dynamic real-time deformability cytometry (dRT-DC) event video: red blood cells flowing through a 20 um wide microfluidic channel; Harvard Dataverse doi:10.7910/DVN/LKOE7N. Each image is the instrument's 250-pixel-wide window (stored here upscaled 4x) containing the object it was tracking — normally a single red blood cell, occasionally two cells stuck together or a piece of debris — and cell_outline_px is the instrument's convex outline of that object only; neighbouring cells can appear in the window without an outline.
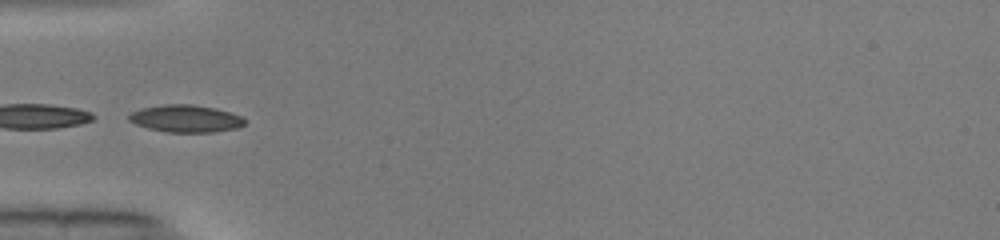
{"species": "common noctule bat (a hibernating species)", "species_latin": "Nyctalus noctula", "temperature_condition": "warm", "stored_images_in_passage": 32, "camera_frame_rate_fps": 3000, "um_per_image_px": 0.085, "animal": {"sex": "male", "body_mass_g": 19.0, "forearm_length_mm": 50.8}, "frame": {"image": 1, "passage_image": 1, "time_ms": 0.0, "image_size_px": [1000, 240], "cell_outline_px": [[244, 124], [236, 128], [216, 132], [168, 132], [148, 128], [136, 124], [128, 120], [128, 116], [132, 112], [144, 108], [164, 104], [192, 104], [216, 108], [240, 116], [244, 120]], "centroid_in_image_um": [15.78, 10.08], "position_along_channel_um": 69.2, "area_um2": 18.21}}
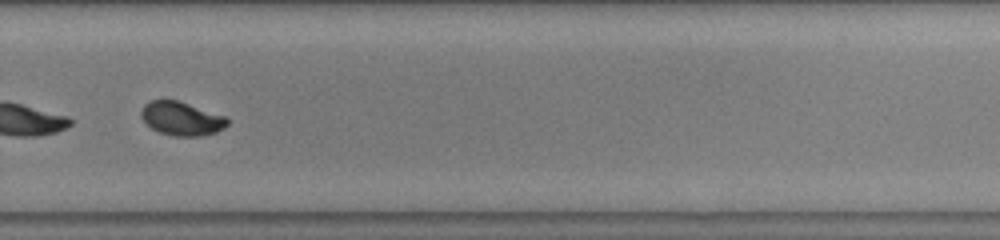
{"frame": {"image": 2, "passage_image": 19, "time_ms": 6.0, "image_size_px": [1000, 240], "cell_outline_px": [[228, 124], [224, 128], [216, 132], [200, 136], [172, 136], [160, 132], [144, 124], [140, 116], [140, 112], [144, 104], [152, 100], [176, 100], [224, 116], [228, 120]], "centroid_in_image_um": [15.38, 10.09], "position_along_channel_um": 314.4, "area_um2": 16.82}, "authors_computed_cell_mechanics": {"area_um2": 17.0221, "velocity_mm_per_s": 4.0916, "shape_relaxation_time_tau1_ms": 5.5421, "shape_relaxation_time_tau2_ms": null, "deformation_change_tau1": 0.2043, "deformation_change_tau2": null}}